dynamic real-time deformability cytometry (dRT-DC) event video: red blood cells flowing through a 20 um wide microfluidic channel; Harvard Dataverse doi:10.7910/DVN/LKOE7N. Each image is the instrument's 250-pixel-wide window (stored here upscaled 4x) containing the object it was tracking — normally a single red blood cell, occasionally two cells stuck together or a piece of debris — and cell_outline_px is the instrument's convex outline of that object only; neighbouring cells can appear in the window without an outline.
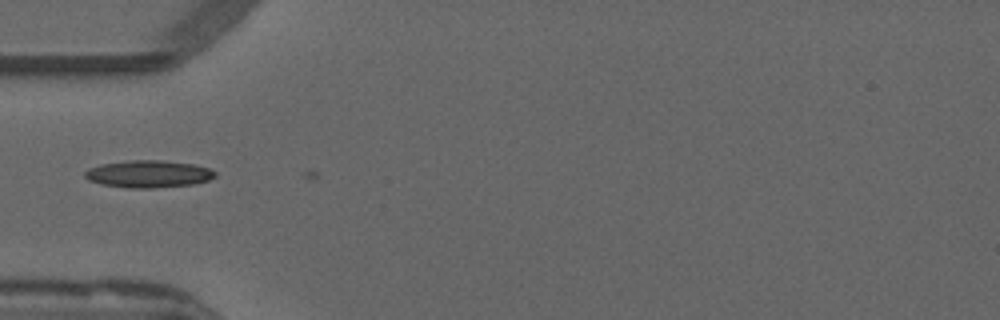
{"species": "common noctule bat (a hibernating species)", "species_latin": "Nyctalus noctula", "temperature_condition": "warm", "stored_images_in_passage": 3, "camera_frame_rate_fps": 3000, "um_per_image_px": 0.085, "animal": {"sex": "male", "forearm_length_mm": 52.5}, "frame": {"image": 1, "passage_image": 2, "time_ms": 0.333, "image_size_px": [1000, 320], "cell_outline_px": [[216, 176], [208, 180], [192, 184], [152, 188], [128, 188], [100, 184], [88, 180], [84, 176], [84, 172], [88, 168], [100, 164], [132, 160], [160, 160], [192, 164], [212, 168], [216, 172]], "centroid_in_image_um": [12.6, 14.78], "position_along_channel_um": 72.4, "area_um2": 20.75}}